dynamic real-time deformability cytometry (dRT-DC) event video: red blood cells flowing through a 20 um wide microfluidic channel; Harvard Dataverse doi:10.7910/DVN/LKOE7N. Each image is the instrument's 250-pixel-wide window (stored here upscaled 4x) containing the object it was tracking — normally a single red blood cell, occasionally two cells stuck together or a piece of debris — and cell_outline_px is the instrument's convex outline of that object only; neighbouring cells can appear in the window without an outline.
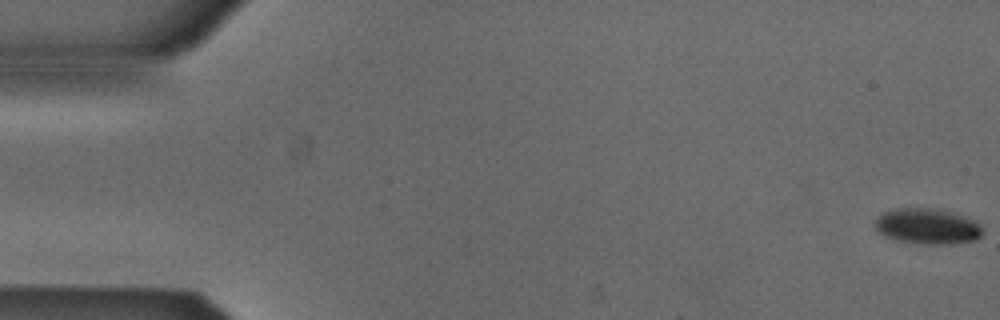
{"species": "Egyptian fruit bat (a non-hibernating species)", "species_latin": "Rousettus aegyptiacus", "temperature_condition": "cold", "stored_images_in_passage": 54, "camera_frame_rate_fps": 3000, "um_per_image_px": 0.085, "animal": {"sex": "male"}, "frame": {"image": 1, "passage_image": 1, "time_ms": 0.0, "image_size_px": [1000, 320], "cell_outline_px": [[984, 232], [976, 240], [948, 244], [920, 244], [900, 240], [884, 236], [876, 228], [876, 220], [884, 212], [896, 208], [940, 208], [956, 212], [968, 216], [980, 224]], "centroid_in_image_um": [78.91, 19.21], "position_along_channel_um": 6.1, "area_um2": 22.54}}
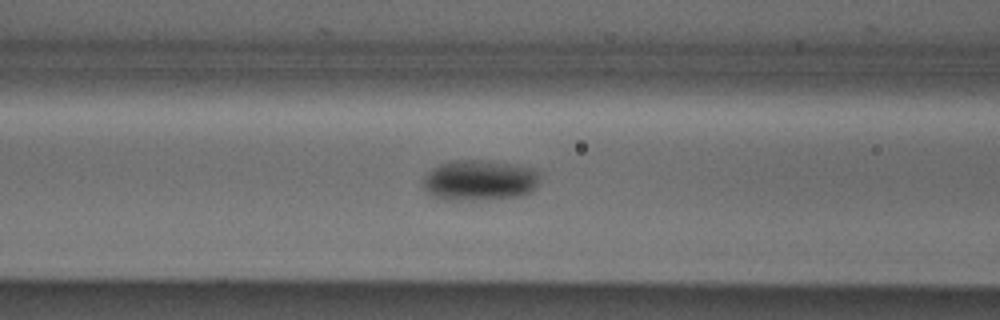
{"frame": {"image": 2, "passage_image": 22, "time_ms": 7.0, "image_size_px": [1000, 320], "cell_outline_px": [[540, 176], [536, 188], [532, 192], [520, 196], [488, 200], [444, 200], [432, 196], [424, 188], [424, 176], [432, 168], [440, 164], [452, 160], [488, 160], [512, 164], [532, 168], [540, 172]], "centroid_in_image_um": [40.79, 15.33], "position_along_channel_um": 125.8, "area_um2": 28.09}}
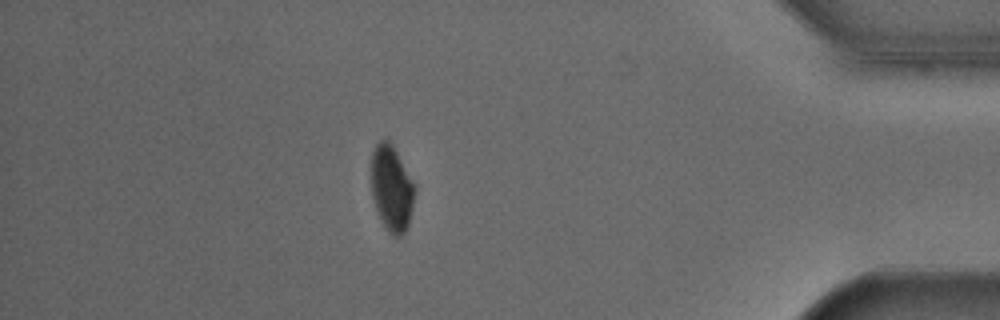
{"frame": {"image": 3, "passage_image": 47, "time_ms": 15.333, "image_size_px": [1000, 320], "cell_outline_px": [[416, 192], [408, 224], [404, 232], [400, 236], [396, 236], [388, 232], [376, 208], [372, 196], [372, 152], [376, 144], [380, 140], [388, 140], [392, 144], [412, 180], [416, 188]], "centroid_in_image_um": [33.3, 16.0], "position_along_channel_um": 401.9, "area_um2": 21.33}}